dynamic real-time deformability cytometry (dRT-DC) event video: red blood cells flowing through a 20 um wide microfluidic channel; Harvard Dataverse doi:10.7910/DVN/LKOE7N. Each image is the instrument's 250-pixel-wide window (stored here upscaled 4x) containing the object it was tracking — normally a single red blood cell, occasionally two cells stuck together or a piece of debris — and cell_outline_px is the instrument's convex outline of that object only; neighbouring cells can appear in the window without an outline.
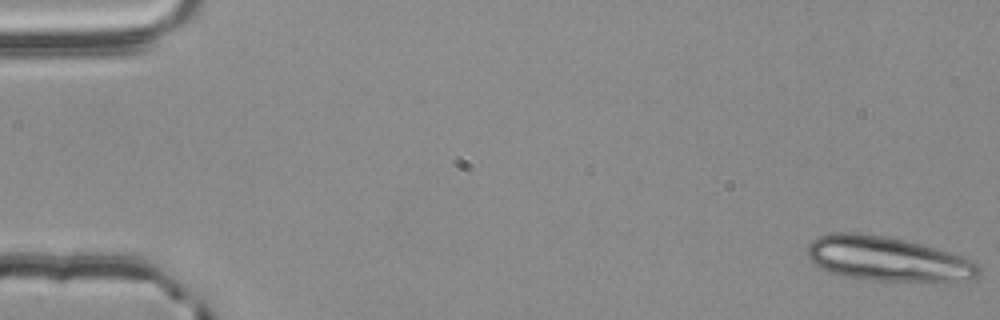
{"species": "common noctule bat (a hibernating species)", "species_latin": "Nyctalus noctula", "temperature_condition": "room temperature", "stored_images_in_passage": 56, "segment_of_instrument_passage": [1, 2], "camera_frame_rate_fps": 3000, "um_per_image_px": 0.085, "animal": {"sex": "male", "body_mass_g": 20.4}, "frame": {"image": 1, "passage_image": 1, "time_ms": 0.0, "image_size_px": [1000, 320], "cell_outline_px": [[980, 272], [972, 280], [948, 284], [872, 280], [840, 276], [820, 268], [808, 256], [808, 244], [812, 240], [820, 236], [832, 232], [860, 232], [888, 236], [936, 248], [964, 256], [976, 260], [980, 268]], "centroid_in_image_um": [75.56, 22.04], "position_along_channel_um": 9.4, "area_um2": 45.78}}